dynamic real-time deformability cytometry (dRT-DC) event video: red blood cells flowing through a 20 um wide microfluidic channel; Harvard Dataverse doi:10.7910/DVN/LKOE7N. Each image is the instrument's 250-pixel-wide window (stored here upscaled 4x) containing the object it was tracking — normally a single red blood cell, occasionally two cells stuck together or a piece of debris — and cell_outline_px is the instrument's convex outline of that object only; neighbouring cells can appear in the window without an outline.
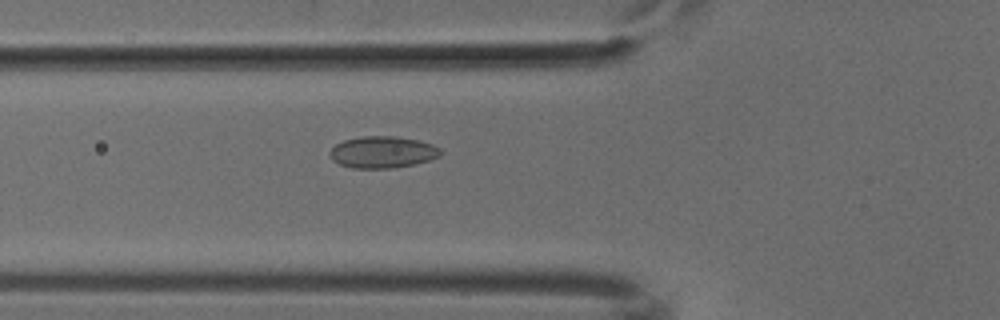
{"species": "common noctule bat (a hibernating species)", "species_latin": "Nyctalus noctula", "temperature_condition": "cold", "stored_images_in_passage": 50, "camera_frame_rate_fps": 3000, "um_per_image_px": 0.085, "animal": {"sex": "male", "body_mass_g": 18.8}, "frame": {"image": 1, "passage_image": 17, "time_ms": 5.333, "image_size_px": [1000, 320], "cell_outline_px": [[440, 156], [428, 160], [412, 164], [392, 168], [352, 168], [340, 164], [332, 160], [328, 152], [336, 144], [344, 140], [360, 136], [396, 136], [420, 140], [432, 144], [440, 148]], "centroid_in_image_um": [32.49, 12.92], "position_along_channel_um": 93.3, "area_um2": 20.46}}
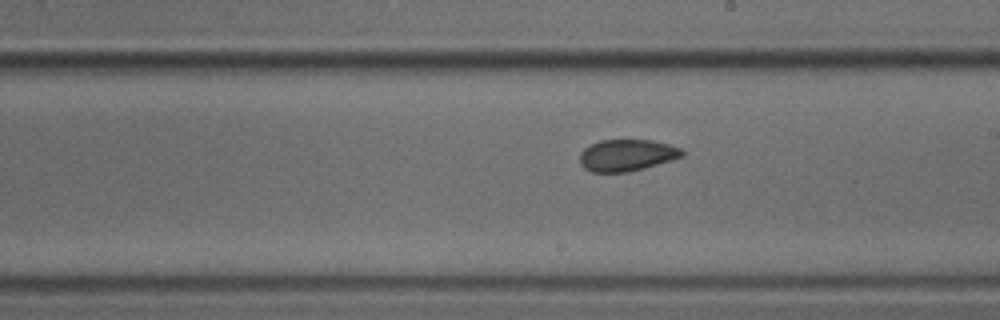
{"frame": {"image": 2, "passage_image": 28, "time_ms": 9.0, "image_size_px": [1000, 320], "cell_outline_px": [[684, 156], [644, 168], [628, 172], [592, 172], [584, 168], [580, 164], [580, 152], [584, 148], [600, 140], [652, 140], [668, 144], [680, 148], [684, 152]], "centroid_in_image_um": [53.26, 13.19], "position_along_channel_um": 235.7, "area_um2": 18.84}}
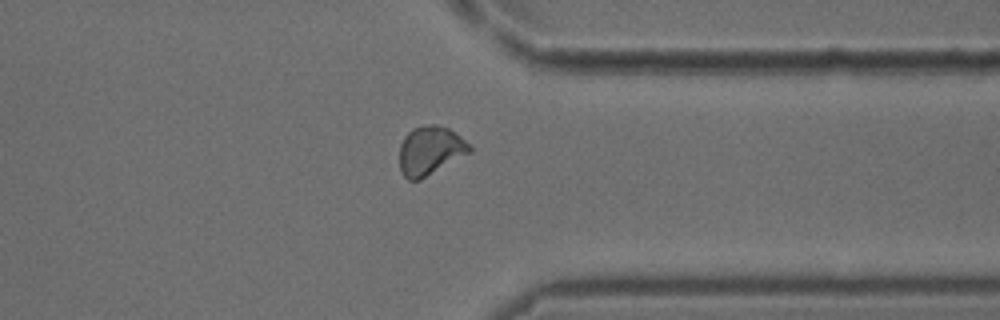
{"frame": {"image": 3, "passage_image": 39, "time_ms": 12.667, "image_size_px": [1000, 320], "cell_outline_px": [[472, 152], [420, 180], [408, 180], [404, 176], [400, 168], [400, 144], [404, 136], [412, 128], [428, 124], [436, 124], [448, 128], [456, 132], [472, 148]], "centroid_in_image_um": [36.57, 12.79], "position_along_channel_um": 374.8, "area_um2": 20.06}}